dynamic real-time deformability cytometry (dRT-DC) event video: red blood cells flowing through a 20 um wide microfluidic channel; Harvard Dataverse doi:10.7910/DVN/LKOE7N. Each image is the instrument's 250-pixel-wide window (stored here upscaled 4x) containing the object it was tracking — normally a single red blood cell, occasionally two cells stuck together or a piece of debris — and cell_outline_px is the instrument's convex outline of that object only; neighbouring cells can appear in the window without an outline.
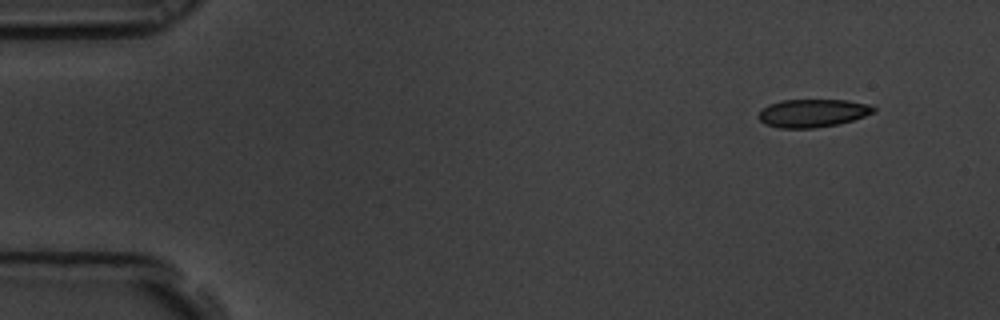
{"species": "common noctule bat (a hibernating species)", "species_latin": "Nyctalus noctula", "temperature_condition": "room temperature", "stored_images_in_passage": 9, "camera_frame_rate_fps": 3000, "um_per_image_px": 0.085, "animal": {"sex": "male", "body_mass_g": 19.5, "forearm_length_mm": 54.6}, "frame": {"image": 1, "passage_image": 1, "time_ms": 0.0, "image_size_px": [1000, 320], "cell_outline_px": [[876, 112], [840, 124], [816, 128], [780, 128], [764, 124], [756, 116], [768, 104], [780, 100], [848, 100], [868, 104], [876, 108]], "centroid_in_image_um": [69.07, 9.62], "position_along_channel_um": 15.9, "area_um2": 18.96}}
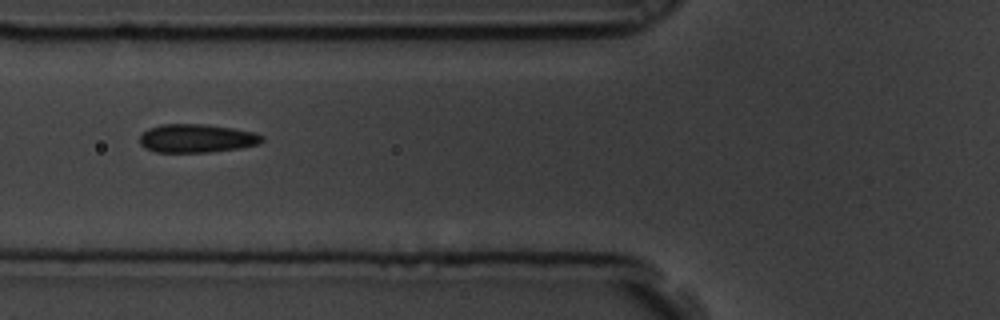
{"frame": {"image": 2, "passage_image": 6, "time_ms": 1.667, "image_size_px": [1000, 320], "cell_outline_px": [[264, 140], [260, 144], [240, 148], [212, 152], [156, 152], [144, 148], [140, 144], [140, 136], [148, 128], [160, 124], [208, 124], [256, 132], [264, 136]], "centroid_in_image_um": [16.75, 11.76], "position_along_channel_um": 109.1, "area_um2": 20.58}}
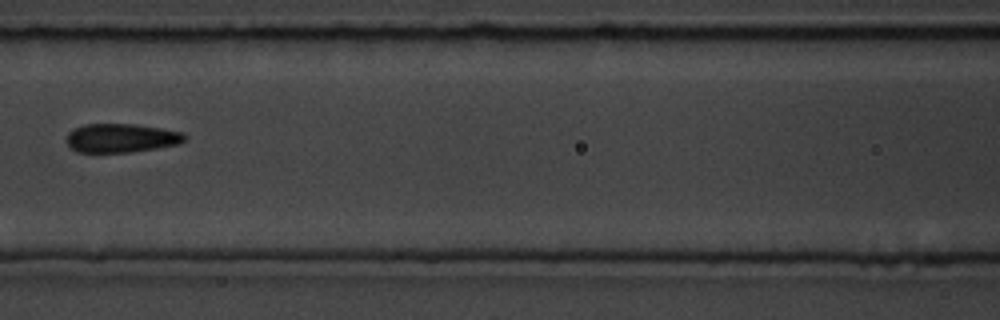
{"frame": {"image": 3, "passage_image": 7, "time_ms": 2.0, "image_size_px": [1000, 320], "cell_outline_px": [[188, 136], [180, 144], [156, 148], [128, 152], [76, 152], [68, 148], [64, 140], [68, 132], [84, 124], [136, 124], [184, 132]], "centroid_in_image_um": [10.27, 11.73], "position_along_channel_um": 156.3, "area_um2": 20.11}}